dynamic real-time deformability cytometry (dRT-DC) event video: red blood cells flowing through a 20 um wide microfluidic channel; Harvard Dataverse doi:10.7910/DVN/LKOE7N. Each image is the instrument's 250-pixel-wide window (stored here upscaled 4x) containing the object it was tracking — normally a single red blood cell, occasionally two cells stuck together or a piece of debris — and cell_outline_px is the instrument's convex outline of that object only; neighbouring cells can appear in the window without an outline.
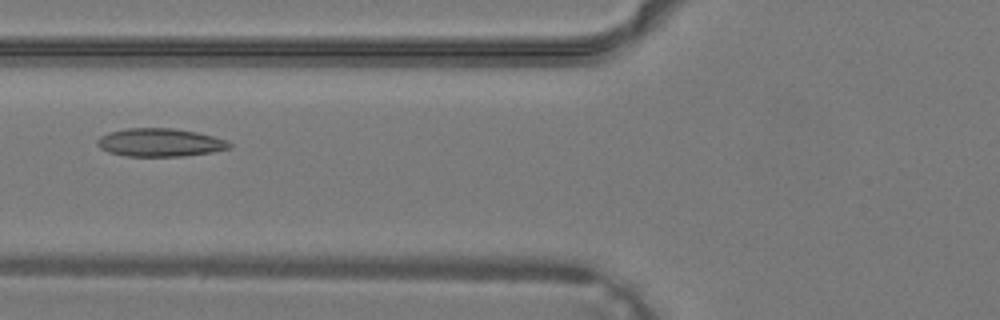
{"species": "common noctule bat (a hibernating species)", "species_latin": "Nyctalus noctula", "temperature_condition": "warm", "stored_images_in_passage": 27, "camera_frame_rate_fps": 3000, "um_per_image_px": 0.085, "animal": {"sex": "male", "body_mass_g": 19.2, "forearm_length_mm": 51.8}, "frame": {"image": 1, "passage_image": 4, "time_ms": 1.0, "image_size_px": [1000, 320], "cell_outline_px": [[232, 148], [212, 152], [184, 156], [124, 156], [108, 152], [100, 148], [96, 144], [96, 140], [100, 136], [108, 132], [124, 128], [172, 128], [196, 132], [228, 140], [232, 144]], "centroid_in_image_um": [13.58, 12.11], "position_along_channel_um": 112.2, "area_um2": 21.91}}
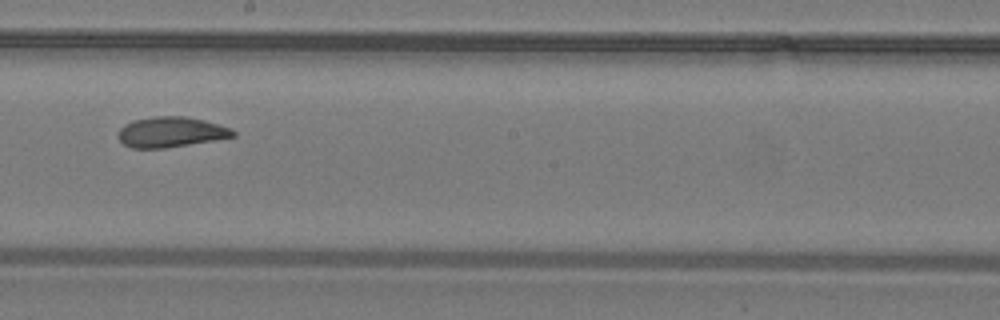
{"frame": {"image": 2, "passage_image": 11, "time_ms": 3.333, "image_size_px": [1000, 320], "cell_outline_px": [[236, 136], [216, 140], [164, 148], [132, 148], [124, 144], [116, 136], [120, 128], [124, 124], [132, 120], [156, 116], [184, 116], [204, 120], [232, 128], [236, 132]], "centroid_in_image_um": [14.52, 11.22], "position_along_channel_um": 233.7, "area_um2": 20.46}}
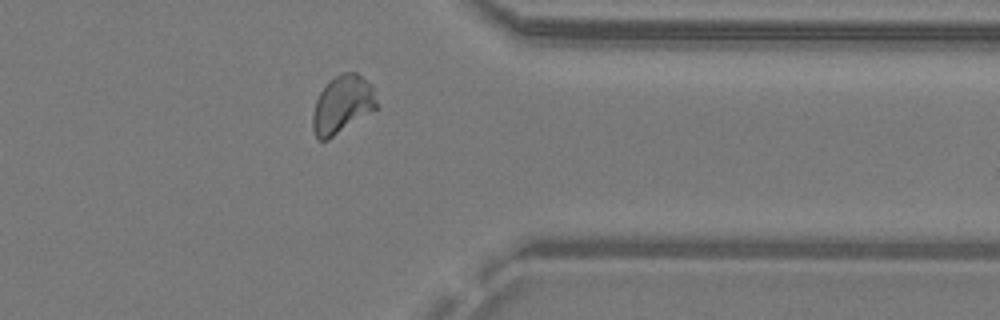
{"frame": {"image": 3, "passage_image": 20, "time_ms": 6.333, "image_size_px": [1000, 320], "cell_outline_px": [[376, 108], [328, 140], [316, 140], [312, 128], [312, 116], [316, 100], [320, 92], [328, 80], [340, 72], [356, 72], [372, 84], [376, 100]], "centroid_in_image_um": [29.06, 8.87], "position_along_channel_um": 382.3, "area_um2": 21.56}}